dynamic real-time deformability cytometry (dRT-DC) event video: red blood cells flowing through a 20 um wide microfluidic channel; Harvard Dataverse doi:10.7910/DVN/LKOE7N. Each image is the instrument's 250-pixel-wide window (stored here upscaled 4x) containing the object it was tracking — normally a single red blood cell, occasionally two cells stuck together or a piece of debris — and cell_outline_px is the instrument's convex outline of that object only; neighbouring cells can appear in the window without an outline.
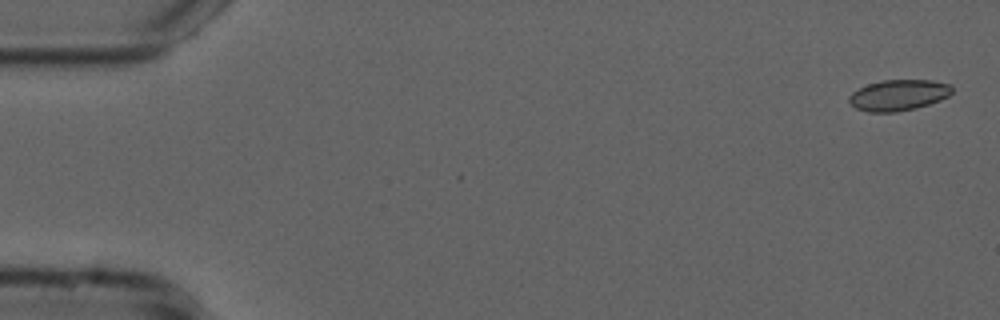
{"species": "common noctule bat (a hibernating species)", "species_latin": "Nyctalus noctula", "temperature_condition": "cold", "stored_images_in_passage": 55, "camera_frame_rate_fps": 3000, "um_per_image_px": 0.085, "animal": {"sex": "male", "forearm_length_mm": 52.5}, "frame": {"image": 1, "passage_image": 2, "time_ms": 0.333, "image_size_px": [1000, 320], "cell_outline_px": [[952, 92], [948, 96], [940, 100], [916, 108], [896, 112], [868, 112], [856, 108], [848, 100], [848, 96], [852, 92], [868, 84], [884, 80], [932, 80], [952, 84]], "centroid_in_image_um": [76.38, 8.08], "position_along_channel_um": 8.6, "area_um2": 18.55}}
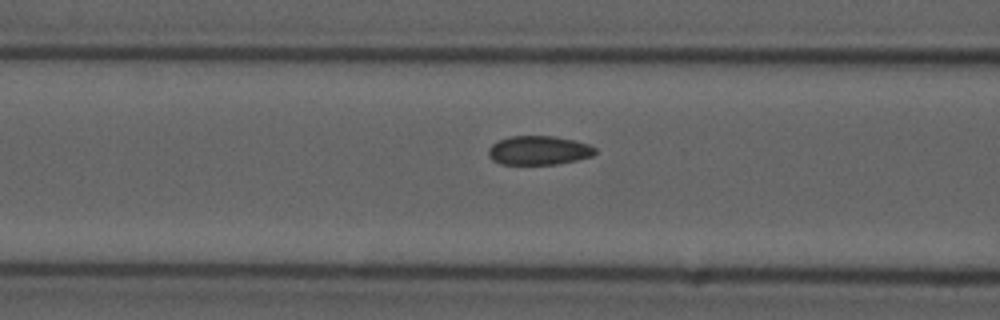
{"frame": {"image": 2, "passage_image": 22, "time_ms": 7.0, "image_size_px": [1000, 320], "cell_outline_px": [[596, 152], [592, 156], [576, 160], [556, 164], [500, 164], [492, 160], [488, 156], [488, 148], [496, 140], [508, 136], [552, 136], [572, 140], [588, 144], [596, 148]], "centroid_in_image_um": [45.74, 12.78], "position_along_channel_um": 120.9, "area_um2": 18.09}}
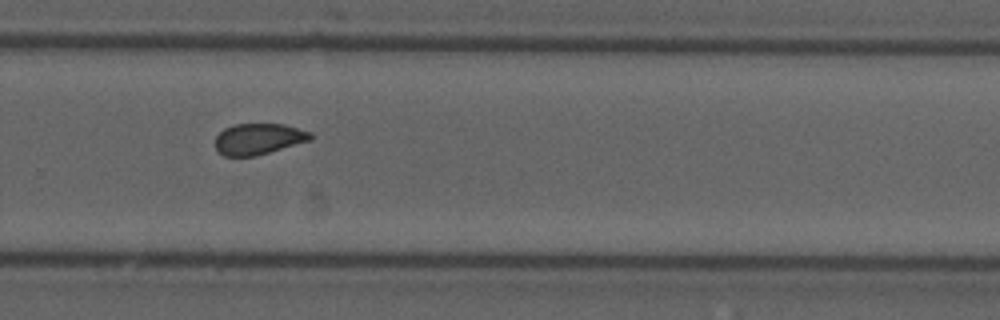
{"frame": {"image": 3, "passage_image": 37, "time_ms": 12.0, "image_size_px": [1000, 320], "cell_outline_px": [[312, 140], [256, 156], [224, 156], [216, 148], [216, 136], [224, 128], [236, 124], [284, 124], [312, 132]], "centroid_in_image_um": [22.0, 11.81], "position_along_channel_um": 307.8, "area_um2": 17.28}, "authors_computed_cell_mechanics": {"area_um2": 18.2648, "velocity_mm_per_s": 3.7411, "shape_relaxation_time_tau1_ms": null, "shape_relaxation_time_tau2_ms": 1.6596, "deformation_change_tau1": null, "deformation_change_tau2": 0.0543}}